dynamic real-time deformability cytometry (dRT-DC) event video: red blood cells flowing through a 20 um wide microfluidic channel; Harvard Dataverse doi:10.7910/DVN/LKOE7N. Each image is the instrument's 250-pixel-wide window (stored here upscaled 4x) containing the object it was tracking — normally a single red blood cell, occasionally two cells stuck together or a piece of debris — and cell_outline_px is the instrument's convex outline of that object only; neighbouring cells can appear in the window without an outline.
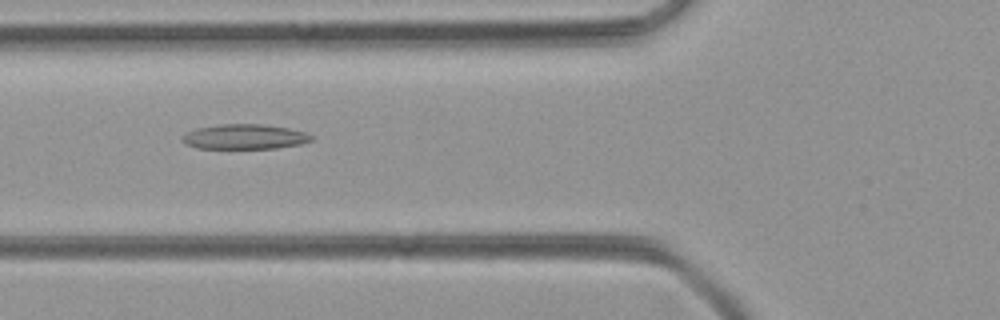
{"species": "common noctule bat (a hibernating species)", "species_latin": "Nyctalus noctula", "temperature_condition": "room temperature", "stored_images_in_passage": 37, "camera_frame_rate_fps": 3000, "um_per_image_px": 0.085, "animal": {"sex": "female", "body_mass_g": 21.9}, "frame": {"image": 1, "passage_image": 6, "time_ms": 1.667, "image_size_px": [1000, 320], "cell_outline_px": [[312, 140], [300, 144], [276, 148], [196, 148], [184, 144], [184, 136], [188, 132], [196, 128], [220, 124], [260, 124], [288, 128], [308, 132], [312, 136]], "centroid_in_image_um": [20.82, 11.62], "position_along_channel_um": 105.0, "area_um2": 18.61}}
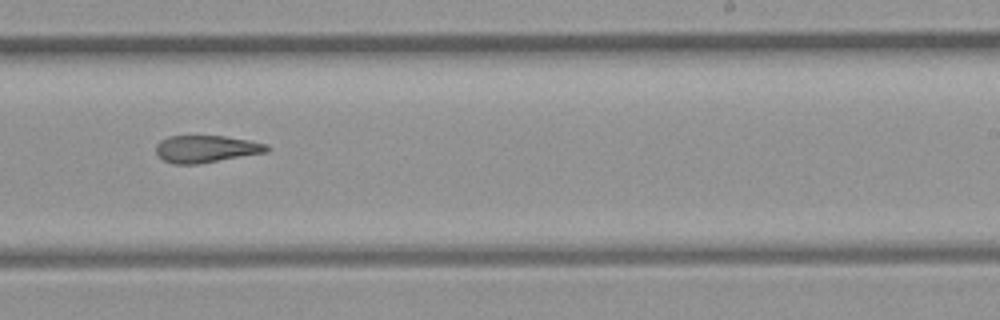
{"frame": {"image": 2, "passage_image": 18, "time_ms": 5.667, "image_size_px": [1000, 320], "cell_outline_px": [[268, 152], [200, 164], [172, 164], [164, 160], [156, 152], [156, 144], [160, 140], [168, 136], [224, 136], [248, 140], [268, 144]], "centroid_in_image_um": [17.52, 12.66], "position_along_channel_um": 271.5, "area_um2": 17.63}}
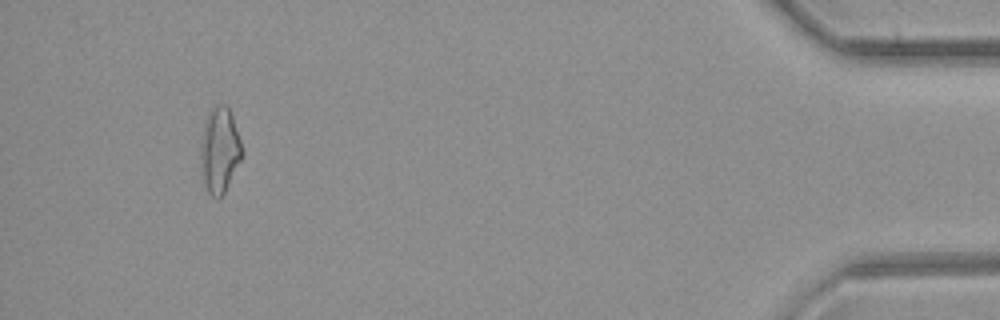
{"frame": {"image": 3, "passage_image": 34, "time_ms": 11.0, "image_size_px": [1000, 320], "cell_outline_px": [[244, 152], [224, 192], [220, 196], [212, 196], [208, 192], [204, 180], [204, 124], [208, 112], [212, 104], [224, 104], [228, 108], [232, 116]], "centroid_in_image_um": [18.73, 12.68], "position_along_channel_um": 416.5, "area_um2": 19.31}}